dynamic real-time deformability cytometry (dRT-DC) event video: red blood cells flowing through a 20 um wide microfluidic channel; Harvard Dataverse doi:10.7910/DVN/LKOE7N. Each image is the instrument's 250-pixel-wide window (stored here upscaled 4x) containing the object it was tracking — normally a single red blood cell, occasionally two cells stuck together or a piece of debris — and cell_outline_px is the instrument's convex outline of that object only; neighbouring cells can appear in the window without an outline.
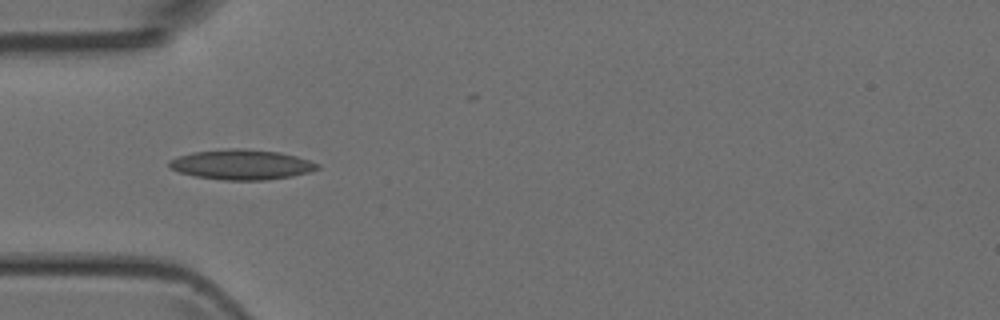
{"species": "Egyptian fruit bat (a non-hibernating species)", "species_latin": "Rousettus aegyptiacus", "temperature_condition": "room temperature", "stored_images_in_passage": 7, "camera_frame_rate_fps": 3000, "um_per_image_px": 0.085, "animal": {"sex": "female"}, "frame": {"image": 1, "passage_image": 3, "time_ms": 2.333, "image_size_px": [1000, 320], "cell_outline_px": [[320, 168], [308, 172], [292, 176], [264, 180], [224, 180], [196, 176], [180, 172], [168, 168], [168, 160], [192, 152], [228, 148], [244, 148], [280, 152], [296, 156], [320, 164]], "centroid_in_image_um": [20.52, 13.98], "position_along_channel_um": 64.5, "area_um2": 26.01}}
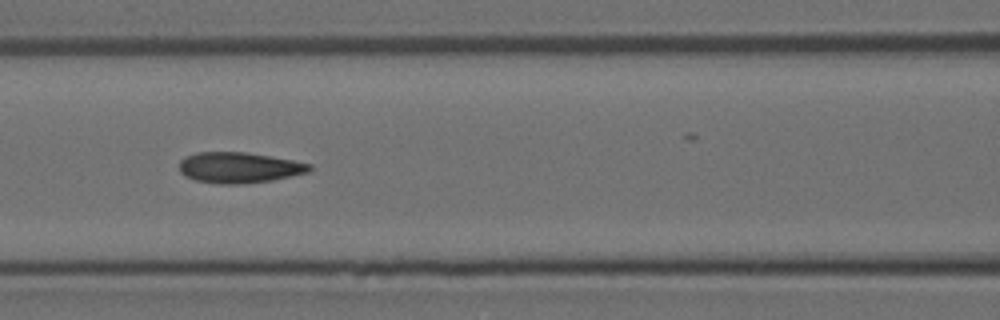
{"frame": {"image": 2, "passage_image": 5, "time_ms": 4.333, "image_size_px": [1000, 320], "cell_outline_px": [[312, 168], [308, 172], [272, 180], [236, 184], [220, 184], [196, 180], [184, 176], [180, 172], [180, 160], [184, 156], [196, 152], [244, 152], [292, 160], [312, 164]], "centroid_in_image_um": [20.28, 14.24], "position_along_channel_um": 146.3, "area_um2": 23.18}}
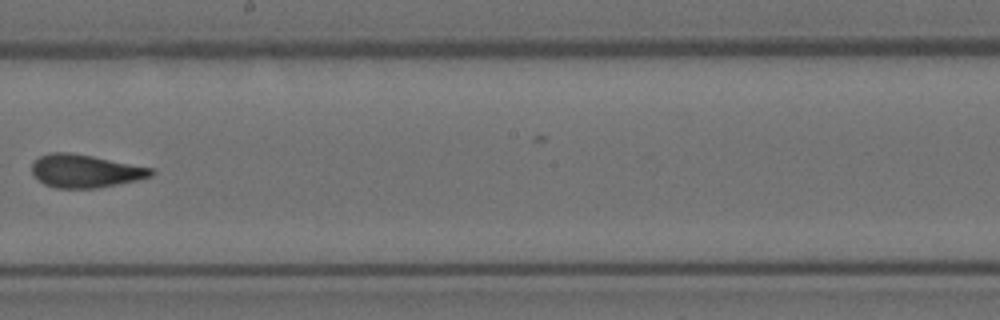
{"frame": {"image": 3, "passage_image": 7, "time_ms": 6.667, "image_size_px": [1000, 320], "cell_outline_px": [[156, 172], [152, 176], [136, 180], [96, 188], [56, 188], [44, 184], [32, 172], [32, 164], [40, 156], [52, 152], [68, 152], [92, 156], [152, 168]], "centroid_in_image_um": [7.25, 14.53], "position_along_channel_um": 241.0, "area_um2": 22.66}}